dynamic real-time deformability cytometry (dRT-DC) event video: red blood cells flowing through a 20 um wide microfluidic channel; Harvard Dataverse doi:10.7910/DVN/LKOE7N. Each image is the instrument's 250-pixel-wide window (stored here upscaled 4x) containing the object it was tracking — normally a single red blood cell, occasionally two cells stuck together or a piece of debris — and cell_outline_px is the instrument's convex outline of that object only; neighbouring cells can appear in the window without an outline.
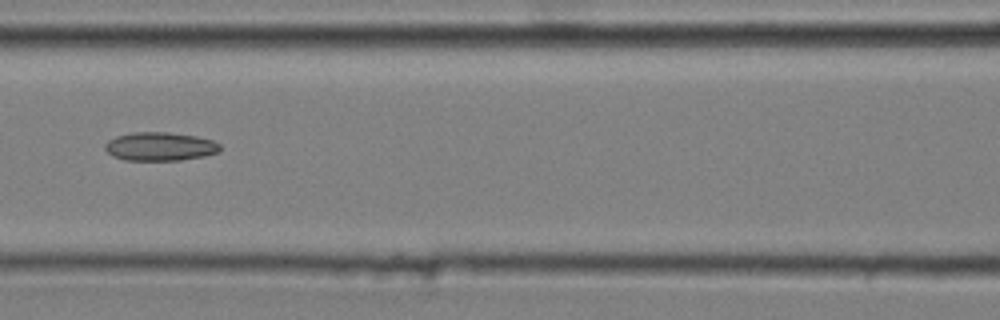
{"species": "common noctule bat (a hibernating species)", "species_latin": "Nyctalus noctula", "temperature_condition": "cold", "stored_images_in_passage": 4, "camera_frame_rate_fps": 3000, "um_per_image_px": 0.085, "animal": {"sex": "male", "body_mass_g": 20.4}, "frame": {"image": 1, "passage_image": 3, "time_ms": 0.667, "image_size_px": [1000, 320], "cell_outline_px": [[220, 152], [204, 156], [180, 160], [124, 160], [112, 156], [104, 148], [104, 144], [108, 140], [116, 136], [132, 132], [168, 132], [196, 136], [212, 140], [220, 144]], "centroid_in_image_um": [13.59, 12.45], "position_along_channel_um": 153.0, "area_um2": 19.25}}
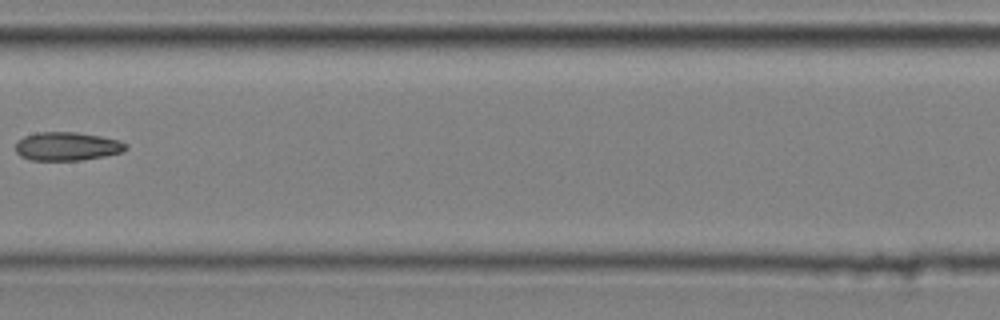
{"frame": {"image": 2, "passage_image": 4, "time_ms": 1.0, "image_size_px": [1000, 320], "cell_outline_px": [[128, 148], [124, 152], [104, 156], [80, 160], [32, 160], [20, 156], [16, 152], [16, 144], [24, 136], [36, 132], [76, 132], [100, 136], [120, 140], [128, 144]], "centroid_in_image_um": [5.74, 12.43], "position_along_channel_um": 201.7, "area_um2": 18.38}}